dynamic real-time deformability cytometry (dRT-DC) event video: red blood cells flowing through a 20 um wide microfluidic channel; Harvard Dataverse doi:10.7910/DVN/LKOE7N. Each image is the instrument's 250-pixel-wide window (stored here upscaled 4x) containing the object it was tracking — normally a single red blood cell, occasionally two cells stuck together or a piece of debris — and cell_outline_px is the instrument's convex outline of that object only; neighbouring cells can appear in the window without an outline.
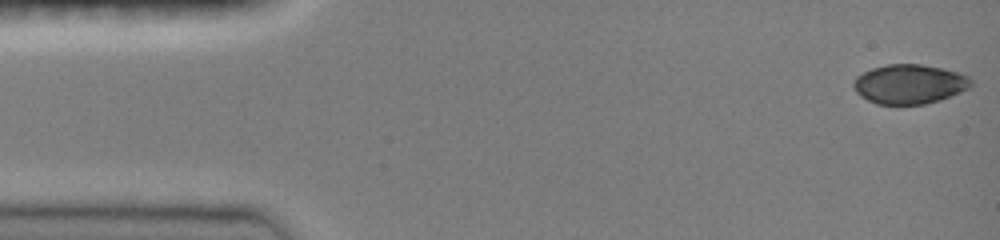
{"species": "common noctule bat (a hibernating species)", "species_latin": "Nyctalus noctula", "temperature_condition": "room temperature", "stored_images_in_passage": 14, "camera_frame_rate_fps": 3000, "um_per_image_px": 0.085, "animal": {"sex": "female", "body_mass_g": 19.0, "forearm_length_mm": 51.5}, "frame": {"image": 1, "passage_image": 1, "time_ms": 0.0, "image_size_px": [1000, 240], "cell_outline_px": [[972, 84], [968, 88], [960, 92], [940, 100], [924, 104], [876, 104], [860, 96], [856, 92], [852, 84], [856, 76], [872, 68], [888, 64], [920, 64], [940, 68], [956, 72], [968, 76], [972, 80]], "centroid_in_image_um": [77.27, 7.15], "position_along_channel_um": 7.7, "area_um2": 26.88}}
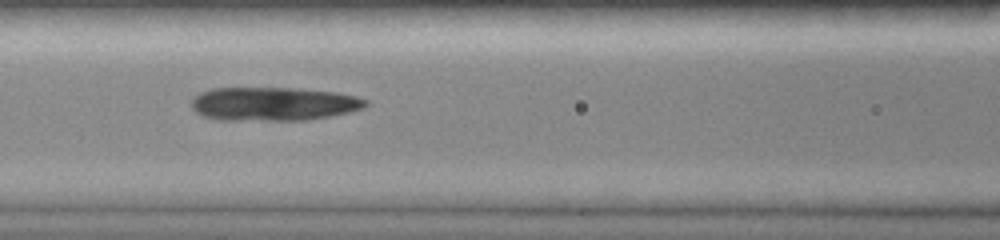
{"frame": {"image": 2, "passage_image": 11, "time_ms": 6.333, "image_size_px": [1000, 240], "cell_outline_px": [[368, 104], [364, 108], [348, 112], [308, 120], [216, 120], [204, 116], [196, 112], [192, 108], [192, 96], [200, 92], [212, 88], [292, 88], [336, 92], [356, 96], [368, 100]], "centroid_in_image_um": [23.22, 8.83], "position_along_channel_um": 143.4, "area_um2": 34.28}}
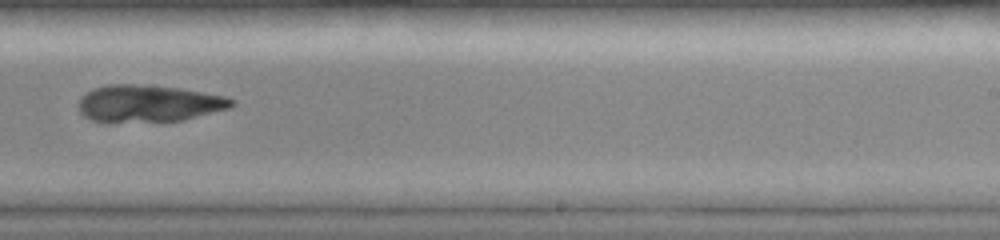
{"frame": {"image": 3, "passage_image": 14, "time_ms": 9.667, "image_size_px": [1000, 240], "cell_outline_px": [[236, 104], [232, 108], [184, 120], [108, 124], [92, 120], [84, 116], [80, 112], [80, 96], [92, 88], [108, 84], [152, 84], [180, 88], [224, 96], [236, 100]], "centroid_in_image_um": [12.63, 8.81], "position_along_channel_um": 276.4, "area_um2": 34.04}}